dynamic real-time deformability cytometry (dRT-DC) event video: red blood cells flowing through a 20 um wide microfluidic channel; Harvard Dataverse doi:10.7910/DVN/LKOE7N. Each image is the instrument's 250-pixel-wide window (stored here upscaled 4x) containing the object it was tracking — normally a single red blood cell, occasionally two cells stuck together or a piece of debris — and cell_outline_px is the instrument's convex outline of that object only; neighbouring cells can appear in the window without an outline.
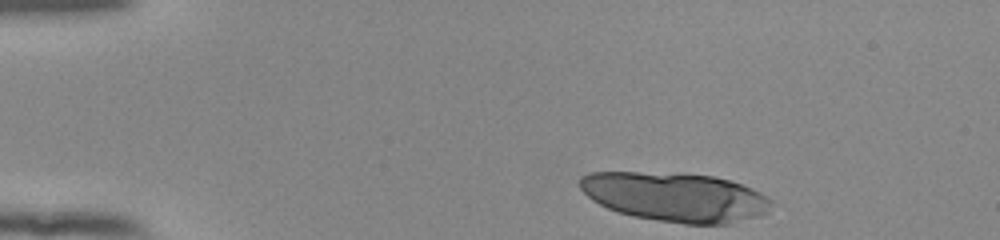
{"species": "human", "species_latin": "Homo sapiens", "temperature_condition": "room temperature", "stored_images_in_passage": 11, "camera_frame_rate_fps": 3000, "um_per_image_px": 0.085, "donor": {"sex": "female"}, "frame": {"image": 1, "passage_image": 1, "time_ms": 0.0, "image_size_px": [1000, 240], "cell_outline_px": [[772, 200], [768, 212], [760, 216], [732, 224], [684, 224], [632, 216], [616, 212], [592, 200], [580, 188], [580, 176], [588, 172], [636, 172], [712, 176], [728, 180], [752, 188], [768, 196]], "centroid_in_image_um": [57.41, 16.76], "position_along_channel_um": 27.6, "area_um2": 54.79}}